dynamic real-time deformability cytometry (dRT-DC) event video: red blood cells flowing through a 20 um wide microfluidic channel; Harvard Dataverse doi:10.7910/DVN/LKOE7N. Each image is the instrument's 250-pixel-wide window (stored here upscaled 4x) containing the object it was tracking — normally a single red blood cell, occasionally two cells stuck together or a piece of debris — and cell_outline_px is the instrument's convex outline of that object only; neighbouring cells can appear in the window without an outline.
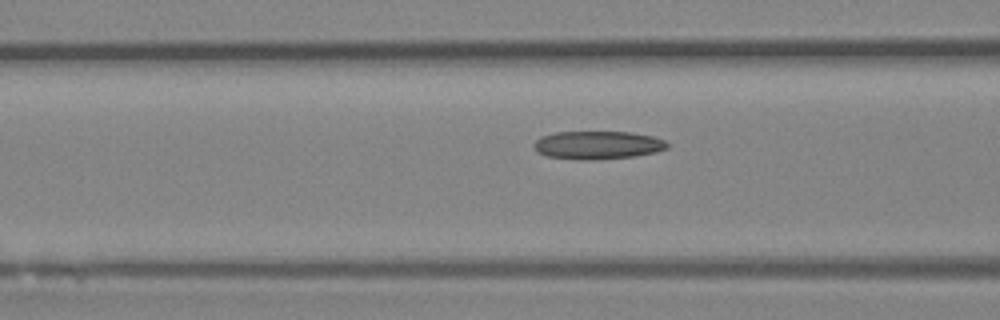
{"species": "Egyptian fruit bat (a non-hibernating species)", "species_latin": "Rousettus aegyptiacus", "temperature_condition": "room temperature", "stored_images_in_passage": 18, "camera_frame_rate_fps": 3000, "um_per_image_px": 0.085, "animal": {"sex": "female"}, "frame": {"image": 1, "passage_image": 13, "time_ms": 4.0, "image_size_px": [1000, 320], "cell_outline_px": [[668, 148], [656, 152], [636, 156], [592, 160], [576, 160], [544, 156], [536, 152], [532, 144], [540, 136], [556, 132], [628, 132], [652, 136], [664, 140], [668, 144]], "centroid_in_image_um": [50.75, 12.34], "position_along_channel_um": 115.9, "area_um2": 22.14}}
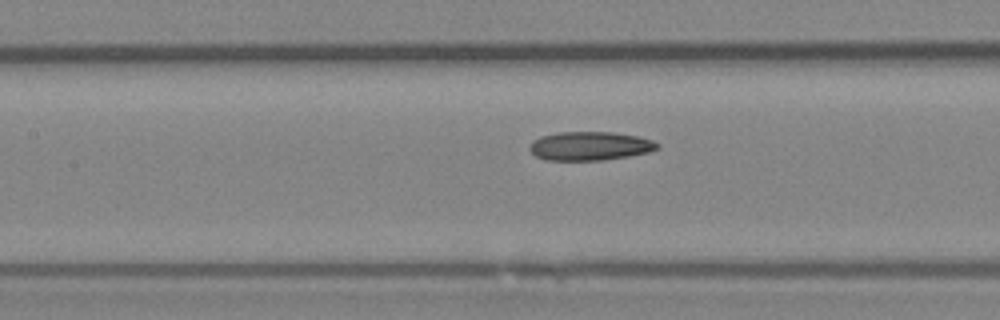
{"frame": {"image": 2, "passage_image": 16, "time_ms": 5.0, "image_size_px": [1000, 320], "cell_outline_px": [[660, 148], [648, 152], [628, 156], [604, 160], [544, 160], [536, 156], [528, 148], [532, 140], [540, 136], [560, 132], [612, 132], [640, 136], [652, 140], [660, 144]], "centroid_in_image_um": [50.15, 12.4], "position_along_channel_um": 157.3, "area_um2": 21.56}}